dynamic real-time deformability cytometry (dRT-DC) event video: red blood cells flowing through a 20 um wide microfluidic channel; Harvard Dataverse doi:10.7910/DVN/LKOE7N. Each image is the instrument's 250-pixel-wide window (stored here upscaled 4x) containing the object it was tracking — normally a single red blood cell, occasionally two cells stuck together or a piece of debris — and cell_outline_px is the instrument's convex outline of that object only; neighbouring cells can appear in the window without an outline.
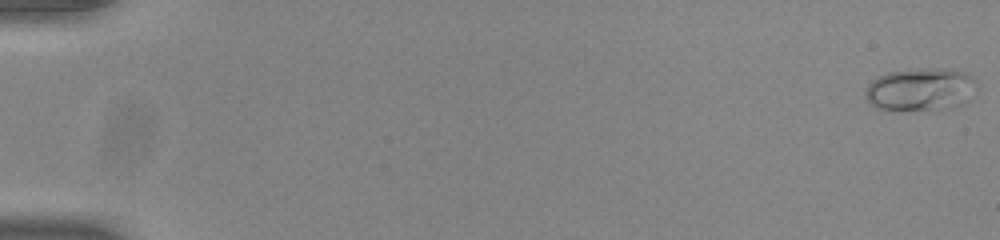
{"species": "common noctule bat (a hibernating species)", "species_latin": "Nyctalus noctula", "temperature_condition": "room temperature", "stored_images_in_passage": 54, "camera_frame_rate_fps": 3000, "um_per_image_px": 0.085, "animal": {"sex": "male", "body_mass_g": 20.0, "forearm_length_mm": 53.3}, "frame": {"image": 1, "passage_image": 1, "time_ms": 0.0, "image_size_px": [1000, 240], "cell_outline_px": [[972, 80], [968, 104], [936, 112], [928, 112], [880, 108], [868, 104], [864, 96], [864, 92], [868, 84], [872, 80], [888, 72], [920, 68], [952, 68], [964, 72], [972, 76]], "centroid_in_image_um": [78.21, 7.64], "position_along_channel_um": 6.8, "area_um2": 28.38}}
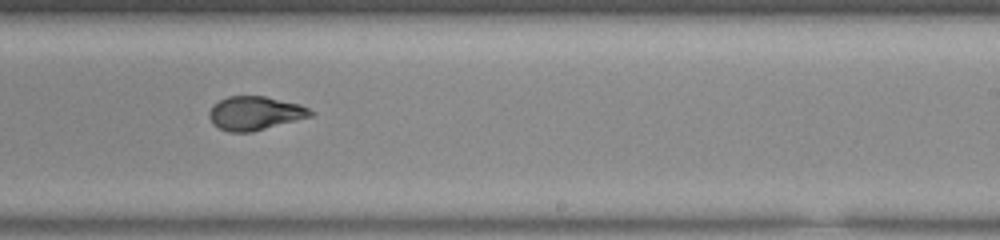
{"frame": {"image": 2, "passage_image": 35, "time_ms": 11.333, "image_size_px": [1000, 240], "cell_outline_px": [[316, 112], [312, 116], [252, 132], [228, 132], [212, 124], [208, 116], [208, 112], [212, 104], [228, 96], [264, 96], [300, 104]], "centroid_in_image_um": [21.65, 9.62], "position_along_channel_um": 267.3, "area_um2": 20.06}}
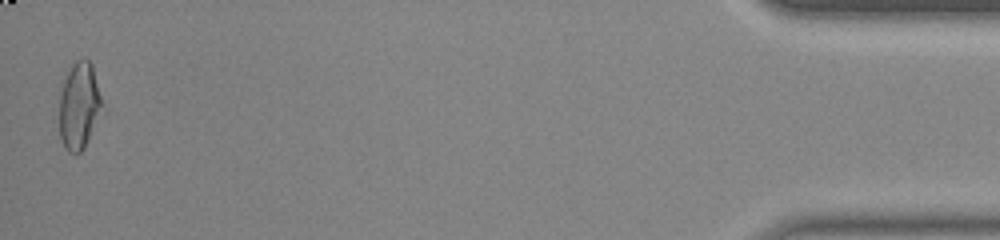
{"frame": {"image": 3, "passage_image": 54, "time_ms": 17.667, "image_size_px": [1000, 240], "cell_outline_px": [[100, 104], [84, 148], [80, 152], [68, 152], [64, 148], [60, 136], [60, 96], [64, 80], [72, 64], [76, 60], [84, 56], [92, 64], [100, 96]], "centroid_in_image_um": [6.67, 8.94], "position_along_channel_um": 428.5, "area_um2": 20.58}, "authors_computed_cell_mechanics": {"area_um2": 20.6924, "velocity_mm_per_s": 3.8629, "shape_relaxation_time_tau1_ms": 7.9909, "shape_relaxation_time_tau2_ms": 0.9949, "deformation_change_tau1": 0.2035, "deformation_change_tau2": 0.0615}}